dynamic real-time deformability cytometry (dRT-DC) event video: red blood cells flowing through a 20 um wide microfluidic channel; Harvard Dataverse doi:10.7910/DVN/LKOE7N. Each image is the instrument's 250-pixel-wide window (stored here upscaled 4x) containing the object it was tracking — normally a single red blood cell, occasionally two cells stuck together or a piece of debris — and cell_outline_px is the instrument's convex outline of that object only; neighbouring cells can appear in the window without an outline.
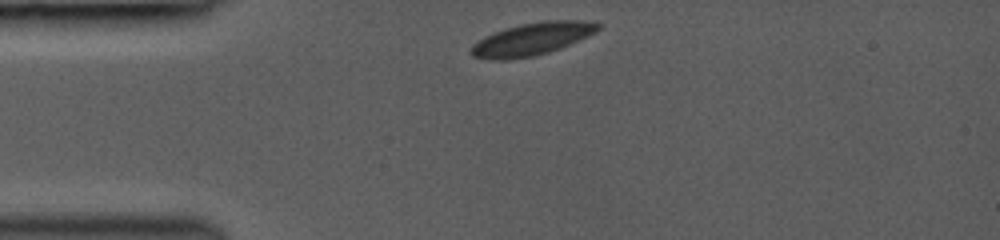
{"species": "common noctule bat (a hibernating species)", "species_latin": "Nyctalus noctula", "temperature_condition": "room temperature", "stored_images_in_passage": 2, "camera_frame_rate_fps": 3000, "um_per_image_px": 0.085, "animal": {"sex": "female", "body_mass_g": 19.0, "forearm_length_mm": 53.3}, "frame": {"image": 1, "passage_image": 1, "time_ms": 0.0, "image_size_px": [1000, 240], "cell_outline_px": [[600, 28], [596, 32], [588, 36], [560, 48], [548, 52], [532, 56], [508, 60], [488, 60], [472, 56], [468, 52], [468, 48], [476, 40], [492, 32], [504, 28], [520, 24], [548, 20], [596, 20], [600, 24]], "centroid_in_image_um": [45.17, 3.31], "position_along_channel_um": 39.8, "area_um2": 24.57}}